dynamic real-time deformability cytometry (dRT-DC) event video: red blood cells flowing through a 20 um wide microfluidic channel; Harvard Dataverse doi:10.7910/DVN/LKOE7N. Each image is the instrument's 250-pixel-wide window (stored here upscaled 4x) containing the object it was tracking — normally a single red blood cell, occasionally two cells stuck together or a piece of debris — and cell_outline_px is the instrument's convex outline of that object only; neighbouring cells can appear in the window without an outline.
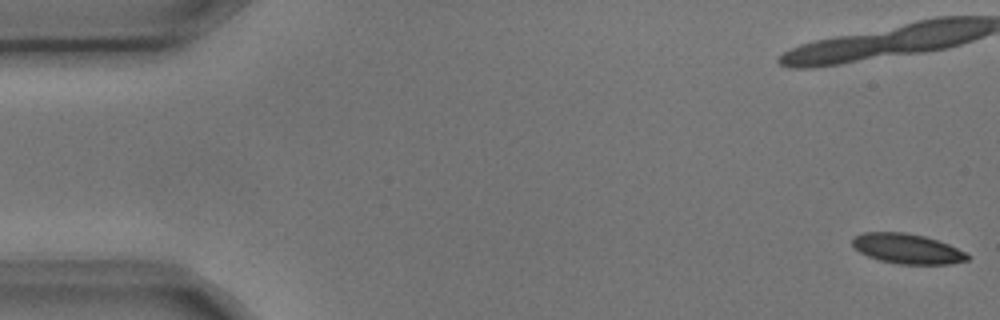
{"species": "common noctule bat (a hibernating species)", "species_latin": "Nyctalus noctula", "temperature_condition": "cold", "stored_images_in_passage": 7, "camera_frame_rate_fps": 3000, "um_per_image_px": 0.085, "animal": {"sex": "male", "body_mass_g": 17.9, "forearm_length_mm": 54.2}, "frame": {"image": 1, "passage_image": 1, "time_ms": 0.0, "image_size_px": [1000, 320], "cell_outline_px": [[972, 256], [968, 260], [948, 264], [900, 264], [880, 260], [868, 256], [860, 252], [852, 244], [852, 240], [856, 236], [864, 232], [904, 232], [924, 236], [948, 244]], "centroid_in_image_um": [77.13, 21.14], "position_along_channel_um": 7.9, "area_um2": 19.88}}